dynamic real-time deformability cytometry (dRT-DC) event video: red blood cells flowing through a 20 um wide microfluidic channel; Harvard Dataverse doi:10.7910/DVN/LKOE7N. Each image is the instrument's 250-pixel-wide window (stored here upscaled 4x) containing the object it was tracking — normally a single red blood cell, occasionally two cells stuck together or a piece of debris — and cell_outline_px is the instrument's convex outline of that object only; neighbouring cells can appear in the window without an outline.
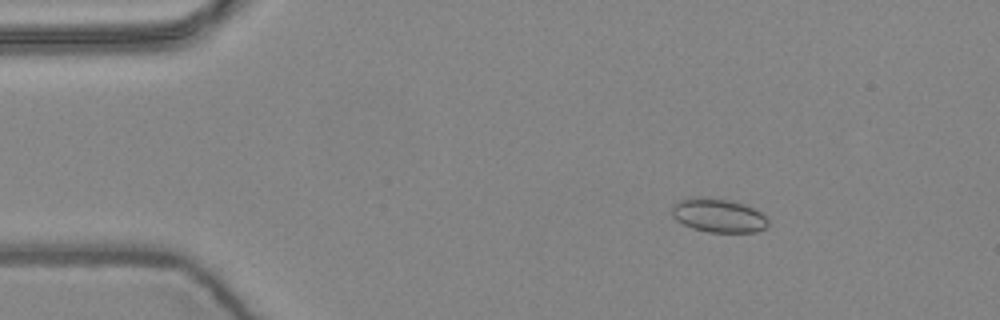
{"species": "common noctule bat (a hibernating species)", "species_latin": "Nyctalus noctula", "temperature_condition": "warm", "stored_images_in_passage": 5, "camera_frame_rate_fps": 3000, "um_per_image_px": 0.085, "animal": {"sex": "female", "body_mass_g": 24.6, "forearm_length_mm": 56.2}, "frame": {"image": 1, "passage_image": 3, "time_ms": 0.667, "image_size_px": [1000, 320], "cell_outline_px": [[768, 224], [764, 228], [756, 232], [708, 232], [692, 228], [676, 220], [672, 216], [672, 204], [676, 200], [688, 196], [712, 196], [732, 200], [744, 204], [760, 212], [768, 220]], "centroid_in_image_um": [60.99, 18.27], "position_along_channel_um": 24.0, "area_um2": 19.42}}